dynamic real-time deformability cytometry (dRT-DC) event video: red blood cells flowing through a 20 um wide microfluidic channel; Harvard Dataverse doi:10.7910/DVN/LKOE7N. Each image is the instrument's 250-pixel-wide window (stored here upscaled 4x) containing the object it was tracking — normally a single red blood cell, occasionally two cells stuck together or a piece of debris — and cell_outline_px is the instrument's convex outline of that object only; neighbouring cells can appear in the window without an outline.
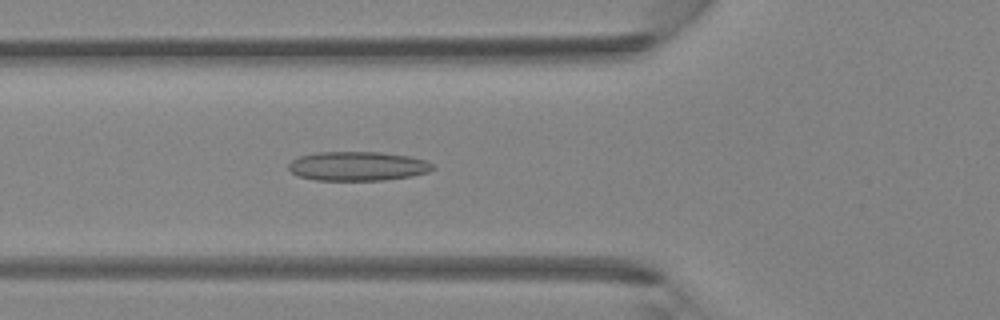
{"species": "Egyptian fruit bat (a non-hibernating species)", "species_latin": "Rousettus aegyptiacus", "temperature_condition": "room temperature", "stored_images_in_passage": 43, "camera_frame_rate_fps": 3000, "um_per_image_px": 0.085, "animal": {"sex": "female"}, "frame": {"image": 1, "passage_image": 15, "time_ms": 4.667, "image_size_px": [1000, 320], "cell_outline_px": [[436, 168], [428, 172], [412, 176], [384, 180], [316, 180], [300, 176], [292, 172], [288, 168], [288, 164], [292, 160], [300, 156], [316, 152], [380, 152], [408, 156], [428, 160]], "centroid_in_image_um": [30.43, 14.12], "position_along_channel_um": 95.4, "area_um2": 24.57}}
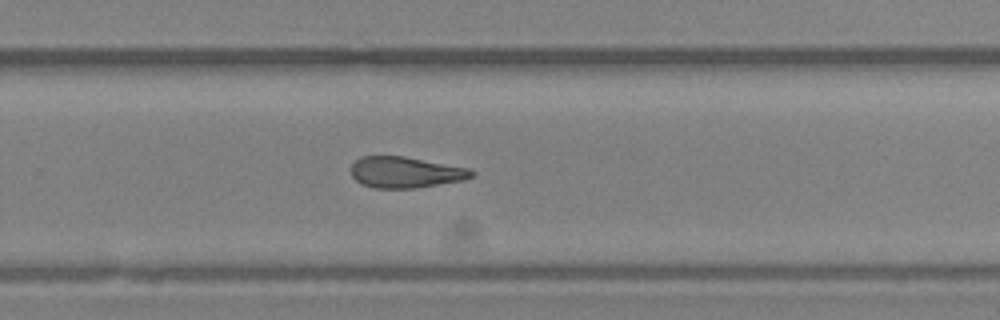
{"frame": {"image": 2, "passage_image": 28, "time_ms": 9.0, "image_size_px": [1000, 320], "cell_outline_px": [[476, 172], [472, 176], [460, 180], [416, 188], [372, 188], [356, 180], [352, 176], [352, 164], [360, 156], [404, 156], [468, 168]], "centroid_in_image_um": [34.43, 14.64], "position_along_channel_um": 295.4, "area_um2": 21.56}}
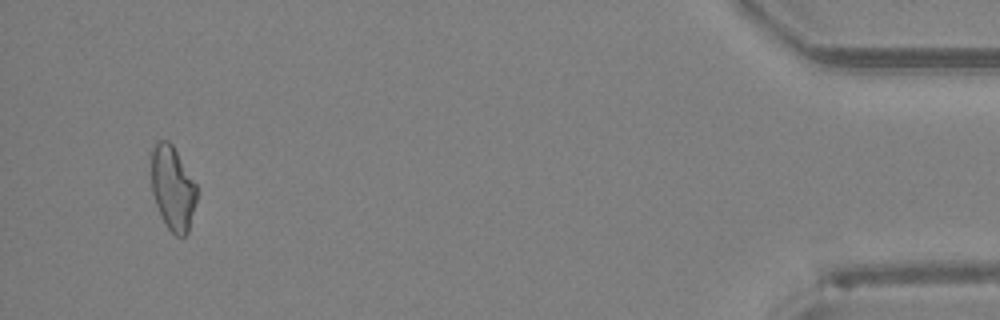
{"frame": {"image": 3, "passage_image": 41, "time_ms": 13.333, "image_size_px": [1000, 320], "cell_outline_px": [[196, 200], [188, 232], [184, 236], [176, 236], [168, 228], [160, 216], [152, 192], [148, 152], [152, 144], [160, 140], [168, 140], [172, 144], [196, 184]], "centroid_in_image_um": [14.61, 15.92], "position_along_channel_um": 420.6, "area_um2": 22.77}}